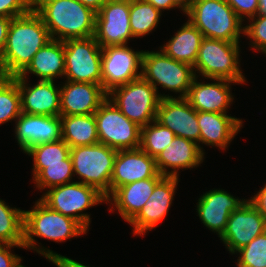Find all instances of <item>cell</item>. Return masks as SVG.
I'll return each mask as SVG.
<instances>
[{
    "instance_id": "obj_18",
    "label": "cell",
    "mask_w": 266,
    "mask_h": 267,
    "mask_svg": "<svg viewBox=\"0 0 266 267\" xmlns=\"http://www.w3.org/2000/svg\"><path fill=\"white\" fill-rule=\"evenodd\" d=\"M14 131L15 140L25 153L35 145L62 139L61 117L21 113Z\"/></svg>"
},
{
    "instance_id": "obj_27",
    "label": "cell",
    "mask_w": 266,
    "mask_h": 267,
    "mask_svg": "<svg viewBox=\"0 0 266 267\" xmlns=\"http://www.w3.org/2000/svg\"><path fill=\"white\" fill-rule=\"evenodd\" d=\"M203 38L200 30L187 20L159 50L176 61L194 66Z\"/></svg>"
},
{
    "instance_id": "obj_43",
    "label": "cell",
    "mask_w": 266,
    "mask_h": 267,
    "mask_svg": "<svg viewBox=\"0 0 266 267\" xmlns=\"http://www.w3.org/2000/svg\"><path fill=\"white\" fill-rule=\"evenodd\" d=\"M145 2L150 3L153 5L156 9L160 10L163 12L164 10H169V9H176L178 8L172 0H144Z\"/></svg>"
},
{
    "instance_id": "obj_1",
    "label": "cell",
    "mask_w": 266,
    "mask_h": 267,
    "mask_svg": "<svg viewBox=\"0 0 266 267\" xmlns=\"http://www.w3.org/2000/svg\"><path fill=\"white\" fill-rule=\"evenodd\" d=\"M51 40L41 16L34 9L12 18L6 45L0 56V75H20L31 63L35 53Z\"/></svg>"
},
{
    "instance_id": "obj_17",
    "label": "cell",
    "mask_w": 266,
    "mask_h": 267,
    "mask_svg": "<svg viewBox=\"0 0 266 267\" xmlns=\"http://www.w3.org/2000/svg\"><path fill=\"white\" fill-rule=\"evenodd\" d=\"M157 122L171 129L175 136L200 142L197 111L186 98H162L156 112Z\"/></svg>"
},
{
    "instance_id": "obj_15",
    "label": "cell",
    "mask_w": 266,
    "mask_h": 267,
    "mask_svg": "<svg viewBox=\"0 0 266 267\" xmlns=\"http://www.w3.org/2000/svg\"><path fill=\"white\" fill-rule=\"evenodd\" d=\"M180 178L164 176L156 185L153 193L139 214L129 223L133 235L144 236L158 227L169 212L176 194Z\"/></svg>"
},
{
    "instance_id": "obj_44",
    "label": "cell",
    "mask_w": 266,
    "mask_h": 267,
    "mask_svg": "<svg viewBox=\"0 0 266 267\" xmlns=\"http://www.w3.org/2000/svg\"><path fill=\"white\" fill-rule=\"evenodd\" d=\"M78 1L97 13L108 0H78Z\"/></svg>"
},
{
    "instance_id": "obj_12",
    "label": "cell",
    "mask_w": 266,
    "mask_h": 267,
    "mask_svg": "<svg viewBox=\"0 0 266 267\" xmlns=\"http://www.w3.org/2000/svg\"><path fill=\"white\" fill-rule=\"evenodd\" d=\"M143 50L130 48L127 44L102 48L101 85L109 93L115 87L125 85L141 77Z\"/></svg>"
},
{
    "instance_id": "obj_24",
    "label": "cell",
    "mask_w": 266,
    "mask_h": 267,
    "mask_svg": "<svg viewBox=\"0 0 266 267\" xmlns=\"http://www.w3.org/2000/svg\"><path fill=\"white\" fill-rule=\"evenodd\" d=\"M204 155L196 142L175 136L170 145L156 157V167L163 176L179 178L180 170L201 165L205 159Z\"/></svg>"
},
{
    "instance_id": "obj_36",
    "label": "cell",
    "mask_w": 266,
    "mask_h": 267,
    "mask_svg": "<svg viewBox=\"0 0 266 267\" xmlns=\"http://www.w3.org/2000/svg\"><path fill=\"white\" fill-rule=\"evenodd\" d=\"M247 25L244 26V37L250 39V46L254 51L256 50L265 54L266 56V16L256 15L248 19ZM250 22V23H249Z\"/></svg>"
},
{
    "instance_id": "obj_42",
    "label": "cell",
    "mask_w": 266,
    "mask_h": 267,
    "mask_svg": "<svg viewBox=\"0 0 266 267\" xmlns=\"http://www.w3.org/2000/svg\"><path fill=\"white\" fill-rule=\"evenodd\" d=\"M49 262L51 261L56 267H91L82 264L81 262L77 260H73L71 258H68L66 256H62L59 259H47Z\"/></svg>"
},
{
    "instance_id": "obj_33",
    "label": "cell",
    "mask_w": 266,
    "mask_h": 267,
    "mask_svg": "<svg viewBox=\"0 0 266 267\" xmlns=\"http://www.w3.org/2000/svg\"><path fill=\"white\" fill-rule=\"evenodd\" d=\"M174 132L156 120L141 127L140 148L155 158L170 145L174 139Z\"/></svg>"
},
{
    "instance_id": "obj_9",
    "label": "cell",
    "mask_w": 266,
    "mask_h": 267,
    "mask_svg": "<svg viewBox=\"0 0 266 267\" xmlns=\"http://www.w3.org/2000/svg\"><path fill=\"white\" fill-rule=\"evenodd\" d=\"M108 98L130 120L140 127L156 119L161 97L153 85L142 76L131 82L115 87Z\"/></svg>"
},
{
    "instance_id": "obj_25",
    "label": "cell",
    "mask_w": 266,
    "mask_h": 267,
    "mask_svg": "<svg viewBox=\"0 0 266 267\" xmlns=\"http://www.w3.org/2000/svg\"><path fill=\"white\" fill-rule=\"evenodd\" d=\"M157 174L153 178L143 179L118 187L107 199L110 204L109 211H118L124 221L130 223L142 210L153 193L155 185L163 178ZM113 207H112V206ZM116 210H115V209Z\"/></svg>"
},
{
    "instance_id": "obj_3",
    "label": "cell",
    "mask_w": 266,
    "mask_h": 267,
    "mask_svg": "<svg viewBox=\"0 0 266 267\" xmlns=\"http://www.w3.org/2000/svg\"><path fill=\"white\" fill-rule=\"evenodd\" d=\"M52 39L87 38L95 35L96 12L78 0H34Z\"/></svg>"
},
{
    "instance_id": "obj_22",
    "label": "cell",
    "mask_w": 266,
    "mask_h": 267,
    "mask_svg": "<svg viewBox=\"0 0 266 267\" xmlns=\"http://www.w3.org/2000/svg\"><path fill=\"white\" fill-rule=\"evenodd\" d=\"M196 76L186 99L196 111L228 113L235 95L231 93V84H239L227 79H209L213 83L198 81Z\"/></svg>"
},
{
    "instance_id": "obj_26",
    "label": "cell",
    "mask_w": 266,
    "mask_h": 267,
    "mask_svg": "<svg viewBox=\"0 0 266 267\" xmlns=\"http://www.w3.org/2000/svg\"><path fill=\"white\" fill-rule=\"evenodd\" d=\"M64 59V42L52 39L35 53L31 63L20 76L29 79L30 73L40 78L38 80L55 81L65 74Z\"/></svg>"
},
{
    "instance_id": "obj_11",
    "label": "cell",
    "mask_w": 266,
    "mask_h": 267,
    "mask_svg": "<svg viewBox=\"0 0 266 267\" xmlns=\"http://www.w3.org/2000/svg\"><path fill=\"white\" fill-rule=\"evenodd\" d=\"M94 115L99 143L117 151L140 146L141 127L130 121L109 98Z\"/></svg>"
},
{
    "instance_id": "obj_21",
    "label": "cell",
    "mask_w": 266,
    "mask_h": 267,
    "mask_svg": "<svg viewBox=\"0 0 266 267\" xmlns=\"http://www.w3.org/2000/svg\"><path fill=\"white\" fill-rule=\"evenodd\" d=\"M60 85V115L94 114L108 98V93L99 84L65 80Z\"/></svg>"
},
{
    "instance_id": "obj_5",
    "label": "cell",
    "mask_w": 266,
    "mask_h": 267,
    "mask_svg": "<svg viewBox=\"0 0 266 267\" xmlns=\"http://www.w3.org/2000/svg\"><path fill=\"white\" fill-rule=\"evenodd\" d=\"M141 76L153 85L161 98H173V96L159 93L158 86L166 91L179 93L176 98H186L196 77L192 65L176 61L161 50L144 51Z\"/></svg>"
},
{
    "instance_id": "obj_13",
    "label": "cell",
    "mask_w": 266,
    "mask_h": 267,
    "mask_svg": "<svg viewBox=\"0 0 266 267\" xmlns=\"http://www.w3.org/2000/svg\"><path fill=\"white\" fill-rule=\"evenodd\" d=\"M129 12L130 0H108L96 13L94 37L101 48L128 44L134 39Z\"/></svg>"
},
{
    "instance_id": "obj_14",
    "label": "cell",
    "mask_w": 266,
    "mask_h": 267,
    "mask_svg": "<svg viewBox=\"0 0 266 267\" xmlns=\"http://www.w3.org/2000/svg\"><path fill=\"white\" fill-rule=\"evenodd\" d=\"M266 231L265 217L247 199L228 219L219 237L231 255Z\"/></svg>"
},
{
    "instance_id": "obj_45",
    "label": "cell",
    "mask_w": 266,
    "mask_h": 267,
    "mask_svg": "<svg viewBox=\"0 0 266 267\" xmlns=\"http://www.w3.org/2000/svg\"><path fill=\"white\" fill-rule=\"evenodd\" d=\"M194 0H172V2L180 8V11H182L184 14L190 9L191 4Z\"/></svg>"
},
{
    "instance_id": "obj_28",
    "label": "cell",
    "mask_w": 266,
    "mask_h": 267,
    "mask_svg": "<svg viewBox=\"0 0 266 267\" xmlns=\"http://www.w3.org/2000/svg\"><path fill=\"white\" fill-rule=\"evenodd\" d=\"M60 117L62 139L70 148L99 143L94 114Z\"/></svg>"
},
{
    "instance_id": "obj_32",
    "label": "cell",
    "mask_w": 266,
    "mask_h": 267,
    "mask_svg": "<svg viewBox=\"0 0 266 267\" xmlns=\"http://www.w3.org/2000/svg\"><path fill=\"white\" fill-rule=\"evenodd\" d=\"M22 113L17 76H0V126L15 120Z\"/></svg>"
},
{
    "instance_id": "obj_34",
    "label": "cell",
    "mask_w": 266,
    "mask_h": 267,
    "mask_svg": "<svg viewBox=\"0 0 266 267\" xmlns=\"http://www.w3.org/2000/svg\"><path fill=\"white\" fill-rule=\"evenodd\" d=\"M74 171L71 156L65 159V164L46 165V167L32 179L39 190H47L55 186L73 181Z\"/></svg>"
},
{
    "instance_id": "obj_2",
    "label": "cell",
    "mask_w": 266,
    "mask_h": 267,
    "mask_svg": "<svg viewBox=\"0 0 266 267\" xmlns=\"http://www.w3.org/2000/svg\"><path fill=\"white\" fill-rule=\"evenodd\" d=\"M87 230L76 220L47 206L40 198L32 210H24L23 247L34 250L45 259H59L63 255L38 244L35 237L52 242H66L68 239L87 234Z\"/></svg>"
},
{
    "instance_id": "obj_8",
    "label": "cell",
    "mask_w": 266,
    "mask_h": 267,
    "mask_svg": "<svg viewBox=\"0 0 266 267\" xmlns=\"http://www.w3.org/2000/svg\"><path fill=\"white\" fill-rule=\"evenodd\" d=\"M40 198L51 209L78 221L87 231L91 224L87 209L107 203L105 196L96 188L77 182L59 185L46 190Z\"/></svg>"
},
{
    "instance_id": "obj_30",
    "label": "cell",
    "mask_w": 266,
    "mask_h": 267,
    "mask_svg": "<svg viewBox=\"0 0 266 267\" xmlns=\"http://www.w3.org/2000/svg\"><path fill=\"white\" fill-rule=\"evenodd\" d=\"M130 29L133 38L152 33L160 22V10L144 0H130Z\"/></svg>"
},
{
    "instance_id": "obj_40",
    "label": "cell",
    "mask_w": 266,
    "mask_h": 267,
    "mask_svg": "<svg viewBox=\"0 0 266 267\" xmlns=\"http://www.w3.org/2000/svg\"><path fill=\"white\" fill-rule=\"evenodd\" d=\"M262 188L248 200L266 219V183Z\"/></svg>"
},
{
    "instance_id": "obj_23",
    "label": "cell",
    "mask_w": 266,
    "mask_h": 267,
    "mask_svg": "<svg viewBox=\"0 0 266 267\" xmlns=\"http://www.w3.org/2000/svg\"><path fill=\"white\" fill-rule=\"evenodd\" d=\"M198 126L200 128V142L198 146L203 151L202 145L219 147L226 150L235 136L243 128V120L229 116L227 113L197 111ZM202 146V147H201Z\"/></svg>"
},
{
    "instance_id": "obj_7",
    "label": "cell",
    "mask_w": 266,
    "mask_h": 267,
    "mask_svg": "<svg viewBox=\"0 0 266 267\" xmlns=\"http://www.w3.org/2000/svg\"><path fill=\"white\" fill-rule=\"evenodd\" d=\"M116 155L117 150L101 143L71 148L74 175L79 179L77 182L96 188L107 199Z\"/></svg>"
},
{
    "instance_id": "obj_35",
    "label": "cell",
    "mask_w": 266,
    "mask_h": 267,
    "mask_svg": "<svg viewBox=\"0 0 266 267\" xmlns=\"http://www.w3.org/2000/svg\"><path fill=\"white\" fill-rule=\"evenodd\" d=\"M238 253V254H237ZM235 254L237 267H266V231L254 238Z\"/></svg>"
},
{
    "instance_id": "obj_38",
    "label": "cell",
    "mask_w": 266,
    "mask_h": 267,
    "mask_svg": "<svg viewBox=\"0 0 266 267\" xmlns=\"http://www.w3.org/2000/svg\"><path fill=\"white\" fill-rule=\"evenodd\" d=\"M237 16L246 21L258 15L259 0H225Z\"/></svg>"
},
{
    "instance_id": "obj_20",
    "label": "cell",
    "mask_w": 266,
    "mask_h": 267,
    "mask_svg": "<svg viewBox=\"0 0 266 267\" xmlns=\"http://www.w3.org/2000/svg\"><path fill=\"white\" fill-rule=\"evenodd\" d=\"M17 75L21 111L25 114L60 116V86L56 81L38 80L32 86Z\"/></svg>"
},
{
    "instance_id": "obj_31",
    "label": "cell",
    "mask_w": 266,
    "mask_h": 267,
    "mask_svg": "<svg viewBox=\"0 0 266 267\" xmlns=\"http://www.w3.org/2000/svg\"><path fill=\"white\" fill-rule=\"evenodd\" d=\"M0 198V243L23 245L24 210Z\"/></svg>"
},
{
    "instance_id": "obj_41",
    "label": "cell",
    "mask_w": 266,
    "mask_h": 267,
    "mask_svg": "<svg viewBox=\"0 0 266 267\" xmlns=\"http://www.w3.org/2000/svg\"><path fill=\"white\" fill-rule=\"evenodd\" d=\"M12 18L0 16V56L4 51Z\"/></svg>"
},
{
    "instance_id": "obj_46",
    "label": "cell",
    "mask_w": 266,
    "mask_h": 267,
    "mask_svg": "<svg viewBox=\"0 0 266 267\" xmlns=\"http://www.w3.org/2000/svg\"><path fill=\"white\" fill-rule=\"evenodd\" d=\"M258 15L266 16V0H259Z\"/></svg>"
},
{
    "instance_id": "obj_16",
    "label": "cell",
    "mask_w": 266,
    "mask_h": 267,
    "mask_svg": "<svg viewBox=\"0 0 266 267\" xmlns=\"http://www.w3.org/2000/svg\"><path fill=\"white\" fill-rule=\"evenodd\" d=\"M239 199L224 189H211L198 198L197 214L208 230L220 237L225 231L231 213L237 210L247 199Z\"/></svg>"
},
{
    "instance_id": "obj_29",
    "label": "cell",
    "mask_w": 266,
    "mask_h": 267,
    "mask_svg": "<svg viewBox=\"0 0 266 267\" xmlns=\"http://www.w3.org/2000/svg\"><path fill=\"white\" fill-rule=\"evenodd\" d=\"M71 148L60 139L55 142L41 143L31 147L25 152L33 158L32 179H34L46 165L65 164V159L70 156Z\"/></svg>"
},
{
    "instance_id": "obj_10",
    "label": "cell",
    "mask_w": 266,
    "mask_h": 267,
    "mask_svg": "<svg viewBox=\"0 0 266 267\" xmlns=\"http://www.w3.org/2000/svg\"><path fill=\"white\" fill-rule=\"evenodd\" d=\"M64 42L66 81L101 85L102 48L94 36Z\"/></svg>"
},
{
    "instance_id": "obj_37",
    "label": "cell",
    "mask_w": 266,
    "mask_h": 267,
    "mask_svg": "<svg viewBox=\"0 0 266 267\" xmlns=\"http://www.w3.org/2000/svg\"><path fill=\"white\" fill-rule=\"evenodd\" d=\"M34 0H0V16L14 18L29 13Z\"/></svg>"
},
{
    "instance_id": "obj_6",
    "label": "cell",
    "mask_w": 266,
    "mask_h": 267,
    "mask_svg": "<svg viewBox=\"0 0 266 267\" xmlns=\"http://www.w3.org/2000/svg\"><path fill=\"white\" fill-rule=\"evenodd\" d=\"M240 52V42L203 38L193 66L195 75H202L207 81L227 79L239 85L245 84L246 78L239 60Z\"/></svg>"
},
{
    "instance_id": "obj_39",
    "label": "cell",
    "mask_w": 266,
    "mask_h": 267,
    "mask_svg": "<svg viewBox=\"0 0 266 267\" xmlns=\"http://www.w3.org/2000/svg\"><path fill=\"white\" fill-rule=\"evenodd\" d=\"M13 247L24 249L23 245L0 243V267H21L22 257L11 252Z\"/></svg>"
},
{
    "instance_id": "obj_19",
    "label": "cell",
    "mask_w": 266,
    "mask_h": 267,
    "mask_svg": "<svg viewBox=\"0 0 266 267\" xmlns=\"http://www.w3.org/2000/svg\"><path fill=\"white\" fill-rule=\"evenodd\" d=\"M155 158L140 147L119 150L110 181V195L118 188L135 181L153 178L158 174Z\"/></svg>"
},
{
    "instance_id": "obj_4",
    "label": "cell",
    "mask_w": 266,
    "mask_h": 267,
    "mask_svg": "<svg viewBox=\"0 0 266 267\" xmlns=\"http://www.w3.org/2000/svg\"><path fill=\"white\" fill-rule=\"evenodd\" d=\"M185 15L204 38L241 42L244 35L243 21L225 0H194Z\"/></svg>"
}]
</instances>
